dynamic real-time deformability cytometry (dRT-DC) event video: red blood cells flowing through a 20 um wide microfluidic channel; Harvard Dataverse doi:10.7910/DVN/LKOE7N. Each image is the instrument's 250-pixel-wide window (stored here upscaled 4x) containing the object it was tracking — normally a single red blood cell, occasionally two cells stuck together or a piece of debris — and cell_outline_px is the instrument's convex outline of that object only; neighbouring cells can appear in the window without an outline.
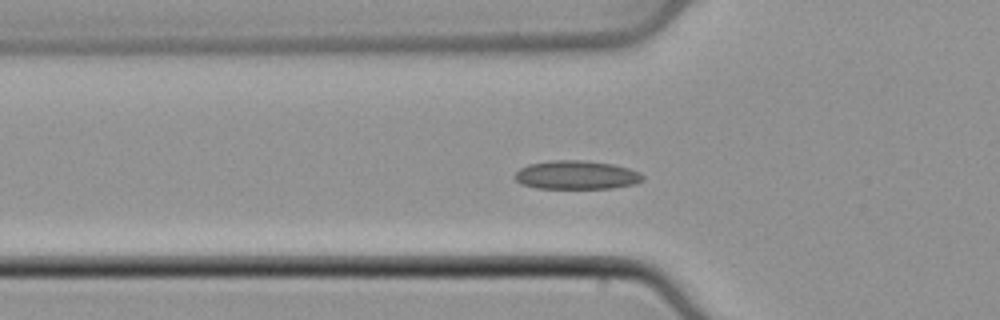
{"species": "common noctule bat (a hibernating species)", "species_latin": "Nyctalus noctula", "temperature_condition": "cold", "stored_images_in_passage": 45, "camera_frame_rate_fps": 3000, "um_per_image_px": 0.085, "animal": {"sex": "male", "body_mass_g": 21.5, "forearm_length_mm": 52.0}, "frame": {"image": 1, "passage_image": 11, "time_ms": 3.333, "image_size_px": [1000, 320], "cell_outline_px": [[644, 180], [636, 184], [612, 188], [536, 188], [520, 184], [512, 176], [520, 168], [528, 164], [552, 160], [584, 160], [612, 164], [628, 168], [640, 172], [644, 176]], "centroid_in_image_um": [48.99, 14.87], "position_along_channel_um": 76.8, "area_um2": 21.56}}
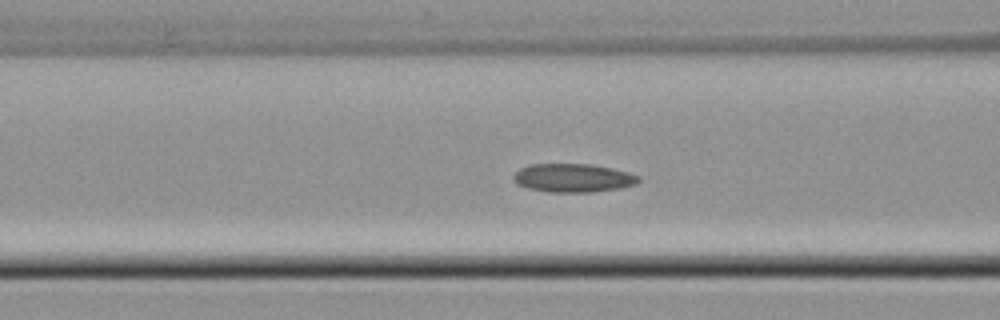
{"frame": {"image": 2, "passage_image": 14, "time_ms": 4.333, "image_size_px": [1000, 320], "cell_outline_px": [[640, 180], [636, 184], [620, 188], [592, 192], [548, 192], [528, 188], [516, 184], [512, 176], [520, 168], [532, 164], [592, 164], [612, 168], [628, 172], [640, 176]], "centroid_in_image_um": [48.72, 15.12], "position_along_channel_um": 117.9, "area_um2": 20.87}}
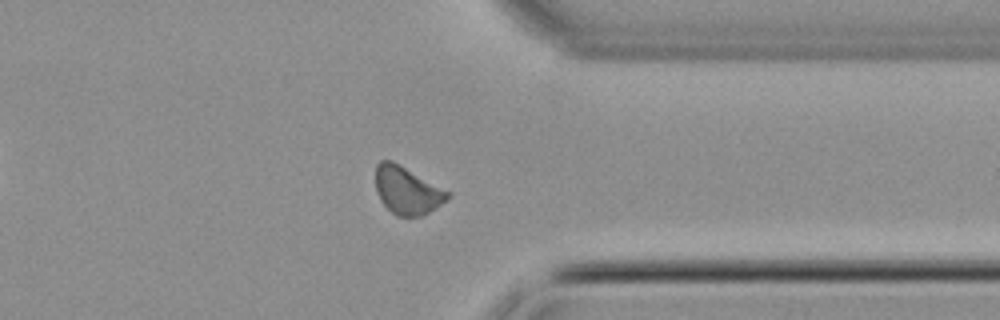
{"frame": {"image": 3, "passage_image": 33, "time_ms": 10.667, "image_size_px": [1000, 320], "cell_outline_px": [[452, 196], [428, 212], [420, 216], [396, 216], [380, 200], [376, 192], [376, 164], [380, 160], [392, 160], [400, 164], [452, 192]], "centroid_in_image_um": [34.61, 16.16], "position_along_channel_um": 376.8, "area_um2": 20.11}}